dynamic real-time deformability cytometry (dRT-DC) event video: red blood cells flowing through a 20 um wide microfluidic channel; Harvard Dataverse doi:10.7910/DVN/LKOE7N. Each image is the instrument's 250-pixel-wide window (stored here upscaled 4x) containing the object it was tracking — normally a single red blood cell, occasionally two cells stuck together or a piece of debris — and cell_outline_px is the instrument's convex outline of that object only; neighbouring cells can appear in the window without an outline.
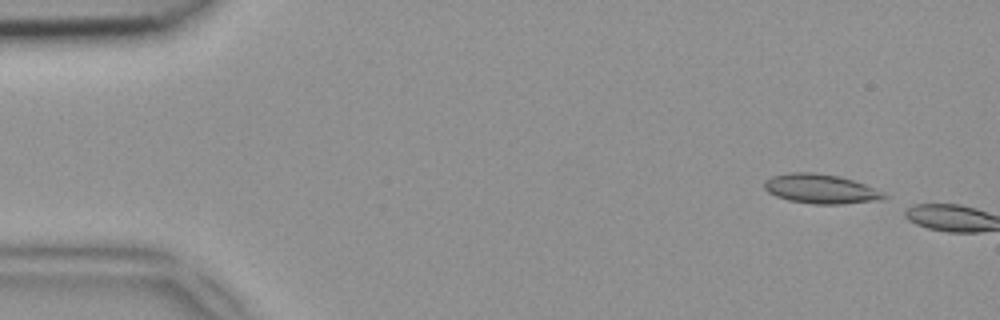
{"species": "common noctule bat (a hibernating species)", "species_latin": "Nyctalus noctula", "temperature_condition": "room temperature", "stored_images_in_passage": 3, "camera_frame_rate_fps": 3000, "um_per_image_px": 0.085, "animal": {"sex": "female", "body_mass_g": 18.4}, "frame": {"image": 1, "passage_image": 1, "time_ms": 0.0, "image_size_px": [1000, 320], "cell_outline_px": [[892, 196], [884, 200], [840, 204], [816, 204], [788, 200], [776, 196], [768, 192], [764, 188], [764, 180], [772, 176], [788, 172], [812, 172], [840, 176], [864, 184]], "centroid_in_image_um": [69.78, 16.05], "position_along_channel_um": 15.2, "area_um2": 20.69}}